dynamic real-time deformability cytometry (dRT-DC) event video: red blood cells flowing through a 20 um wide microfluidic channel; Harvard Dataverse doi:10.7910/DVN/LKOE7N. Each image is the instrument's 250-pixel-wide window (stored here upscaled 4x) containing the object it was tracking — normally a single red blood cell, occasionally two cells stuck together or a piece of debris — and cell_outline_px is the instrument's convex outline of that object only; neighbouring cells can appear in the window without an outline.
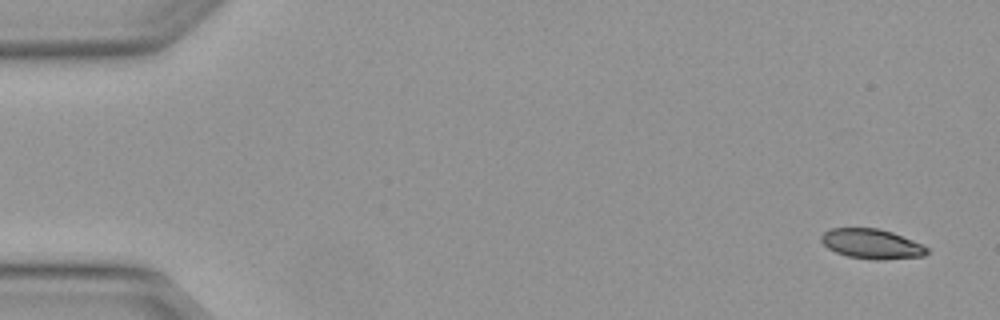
{"species": "Egyptian fruit bat (a non-hibernating species)", "species_latin": "Rousettus aegyptiacus", "temperature_condition": "warm", "stored_images_in_passage": 6, "camera_frame_rate_fps": 3000, "um_per_image_px": 0.085, "animal": {"sex": "female"}, "frame": {"image": 1, "passage_image": 1, "time_ms": 0.0, "image_size_px": [1000, 320], "cell_outline_px": [[928, 252], [924, 256], [880, 260], [876, 260], [848, 256], [836, 252], [828, 248], [820, 240], [820, 236], [824, 232], [832, 228], [876, 228], [892, 232], [912, 240], [928, 248]], "centroid_in_image_um": [74.08, 20.73], "position_along_channel_um": 10.9, "area_um2": 18.21}}
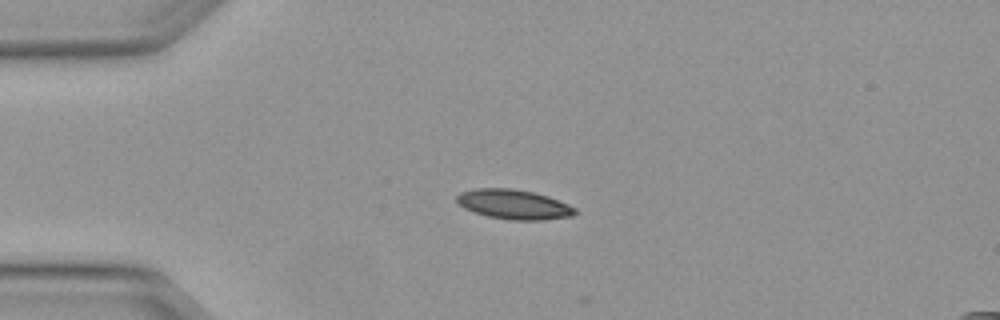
{"frame": {"image": 2, "passage_image": 4, "time_ms": 1.0, "image_size_px": [1000, 320], "cell_outline_px": [[580, 212], [572, 216], [540, 220], [508, 220], [488, 216], [464, 208], [456, 200], [456, 196], [460, 192], [476, 188], [512, 188], [536, 192], [548, 196], [568, 204], [576, 208]], "centroid_in_image_um": [43.71, 17.36], "position_along_channel_um": 41.3, "area_um2": 20.58}}
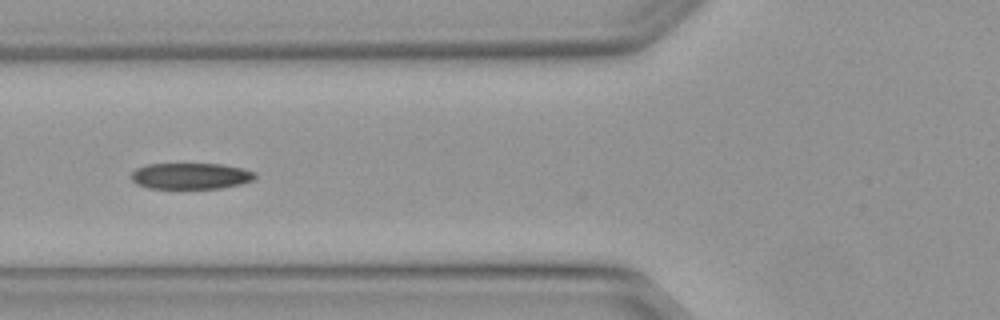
{"frame": {"image": 3, "passage_image": 6, "time_ms": 1.667, "image_size_px": [1000, 320], "cell_outline_px": [[256, 176], [252, 180], [240, 184], [220, 188], [148, 188], [136, 184], [132, 180], [132, 172], [136, 168], [148, 164], [220, 164], [244, 168], [256, 172]], "centroid_in_image_um": [16.22, 14.95], "position_along_channel_um": 109.6, "area_um2": 18.84}}